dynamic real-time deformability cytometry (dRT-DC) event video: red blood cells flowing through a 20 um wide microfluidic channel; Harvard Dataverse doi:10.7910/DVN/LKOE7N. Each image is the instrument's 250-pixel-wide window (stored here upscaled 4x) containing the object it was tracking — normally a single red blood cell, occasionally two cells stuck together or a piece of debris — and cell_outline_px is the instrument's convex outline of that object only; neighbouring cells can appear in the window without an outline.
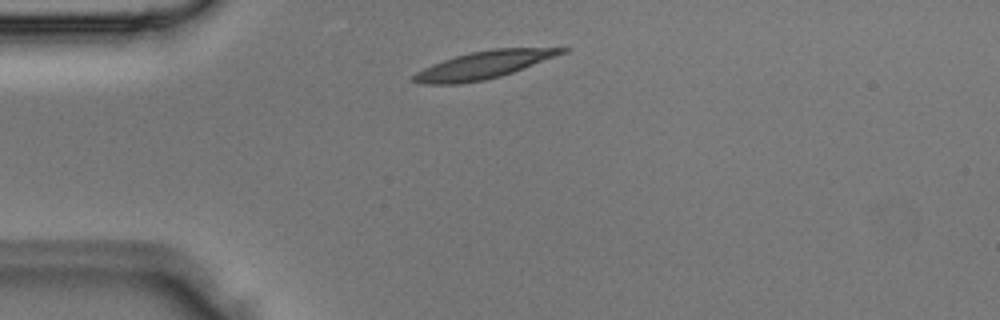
{"species": "Egyptian fruit bat (a non-hibernating species)", "species_latin": "Rousettus aegyptiacus", "temperature_condition": "room temperature", "stored_images_in_passage": 1, "camera_frame_rate_fps": 3000, "um_per_image_px": 0.085, "animal": {"sex": "male"}, "frame": {"image": 1, "passage_image": 1, "time_ms": 0.0, "image_size_px": [1000, 320], "cell_outline_px": [[568, 52], [512, 72], [500, 76], [484, 80], [456, 84], [424, 84], [412, 80], [412, 76], [416, 72], [432, 64], [456, 56], [472, 52], [492, 48], [568, 48]], "centroid_in_image_um": [41.11, 5.52], "position_along_channel_um": 43.9, "area_um2": 23.41}}